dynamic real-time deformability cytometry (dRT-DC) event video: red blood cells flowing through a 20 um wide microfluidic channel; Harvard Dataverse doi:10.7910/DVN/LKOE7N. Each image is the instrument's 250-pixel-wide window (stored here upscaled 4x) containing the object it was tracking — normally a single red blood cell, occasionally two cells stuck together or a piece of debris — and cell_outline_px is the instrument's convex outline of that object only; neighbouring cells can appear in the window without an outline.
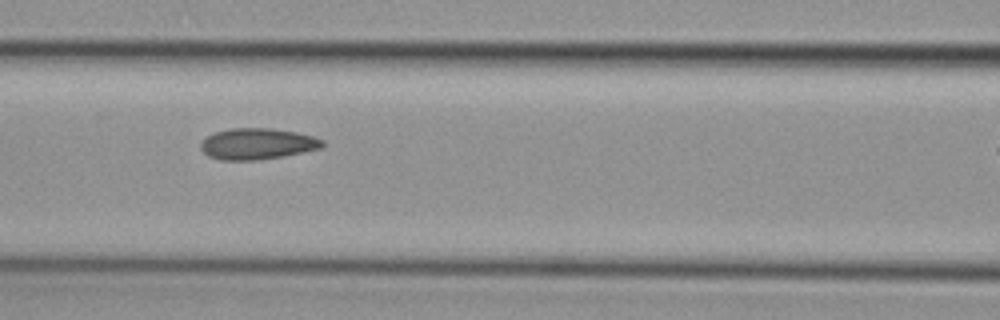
{"species": "common noctule bat (a hibernating species)", "species_latin": "Nyctalus noctula", "temperature_condition": "cold", "stored_images_in_passage": 7, "camera_frame_rate_fps": 3000, "um_per_image_px": 0.085, "animal": {"sex": "female", "body_mass_g": 29.2, "forearm_length_mm": 56.3}, "frame": {"image": 1, "passage_image": 5, "time_ms": 1.333, "image_size_px": [1000, 320], "cell_outline_px": [[324, 144], [320, 148], [284, 156], [260, 160], [220, 160], [208, 156], [200, 148], [200, 144], [208, 136], [216, 132], [232, 128], [272, 128], [296, 132], [312, 136], [324, 140]], "centroid_in_image_um": [21.87, 12.23], "position_along_channel_um": 144.7, "area_um2": 22.02}}
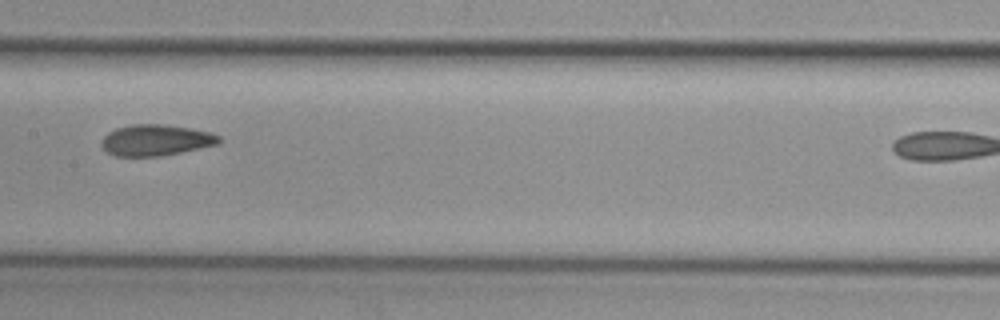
{"frame": {"image": 2, "passage_image": 6, "time_ms": 1.667, "image_size_px": [1000, 320], "cell_outline_px": [[220, 144], [160, 156], [116, 156], [108, 152], [100, 144], [104, 136], [108, 132], [116, 128], [132, 124], [164, 124], [192, 128], [208, 132], [220, 136]], "centroid_in_image_um": [13.25, 11.9], "position_along_channel_um": 194.2, "area_um2": 21.27}}